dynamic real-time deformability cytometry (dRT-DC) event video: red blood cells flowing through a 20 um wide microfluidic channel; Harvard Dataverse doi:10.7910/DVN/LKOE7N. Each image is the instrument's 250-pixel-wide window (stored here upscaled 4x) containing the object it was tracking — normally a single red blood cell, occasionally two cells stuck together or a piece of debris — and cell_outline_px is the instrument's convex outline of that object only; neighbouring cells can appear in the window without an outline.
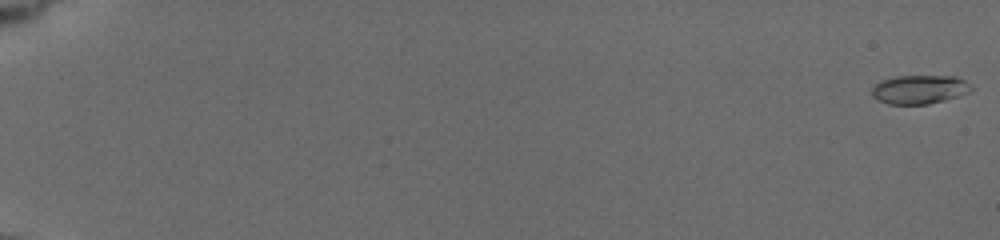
{"species": "common noctule bat (a hibernating species)", "species_latin": "Nyctalus noctula", "temperature_condition": "cold", "stored_images_in_passage": 24, "camera_frame_rate_fps": 3000, "um_per_image_px": 0.085, "animal": {"sex": "female", "body_mass_g": 19.5, "forearm_length_mm": 54.1}, "frame": {"image": 1, "passage_image": 1, "time_ms": 0.0, "image_size_px": [1000, 240], "cell_outline_px": [[972, 92], [944, 100], [928, 104], [888, 104], [872, 96], [872, 88], [880, 80], [896, 76], [956, 76], [964, 80], [972, 88]], "centroid_in_image_um": [78.16, 7.6], "position_along_channel_um": 6.8, "area_um2": 16.65}}
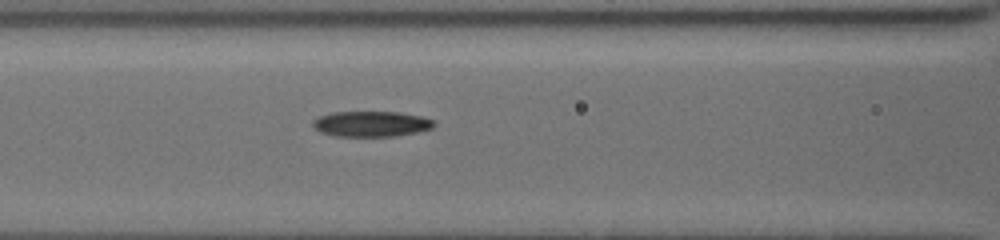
{"frame": {"image": 2, "passage_image": 19, "time_ms": 9.0, "image_size_px": [1000, 240], "cell_outline_px": [[436, 124], [432, 128], [416, 132], [392, 136], [332, 136], [320, 132], [312, 124], [312, 120], [320, 116], [332, 112], [400, 112], [420, 116], [432, 120]], "centroid_in_image_um": [31.52, 10.53], "position_along_channel_um": 135.1, "area_um2": 17.92}}
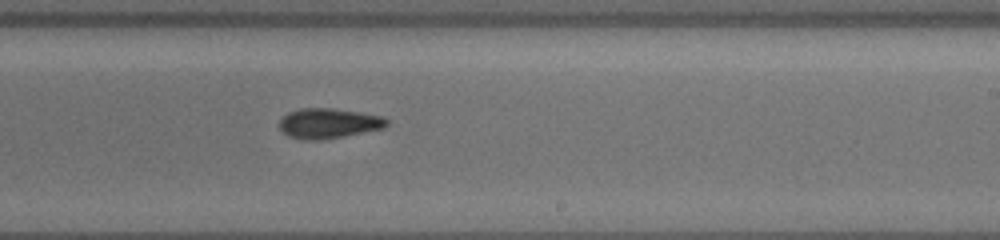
{"frame": {"image": 3, "passage_image": 24, "time_ms": 12.333, "image_size_px": [1000, 240], "cell_outline_px": [[388, 124], [384, 128], [320, 140], [308, 140], [288, 136], [280, 128], [280, 120], [288, 112], [300, 108], [332, 108], [380, 116], [388, 120]], "centroid_in_image_um": [27.9, 10.48], "position_along_channel_um": 261.1, "area_um2": 18.44}}